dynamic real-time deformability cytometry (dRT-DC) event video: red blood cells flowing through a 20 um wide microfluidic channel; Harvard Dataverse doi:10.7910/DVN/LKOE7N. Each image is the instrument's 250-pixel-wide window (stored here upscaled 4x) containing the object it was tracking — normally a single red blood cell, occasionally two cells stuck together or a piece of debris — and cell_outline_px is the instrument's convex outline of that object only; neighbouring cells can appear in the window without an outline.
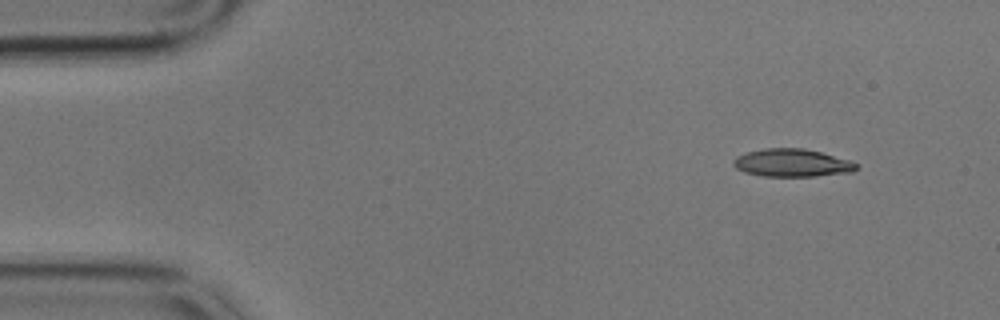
{"species": "common noctule bat (a hibernating species)", "species_latin": "Nyctalus noctula", "temperature_condition": "cold", "stored_images_in_passage": 34, "camera_frame_rate_fps": 3000, "um_per_image_px": 0.085, "animal": {"sex": "male", "body_mass_g": 17.9}, "frame": {"image": 1, "passage_image": 1, "time_ms": 0.0, "image_size_px": [1000, 320], "cell_outline_px": [[856, 168], [852, 172], [816, 176], [764, 176], [744, 172], [736, 168], [732, 164], [732, 160], [736, 156], [744, 152], [764, 148], [804, 148], [820, 152], [848, 160], [856, 164]], "centroid_in_image_um": [67.25, 13.84], "position_along_channel_um": 17.8, "area_um2": 19.88}}
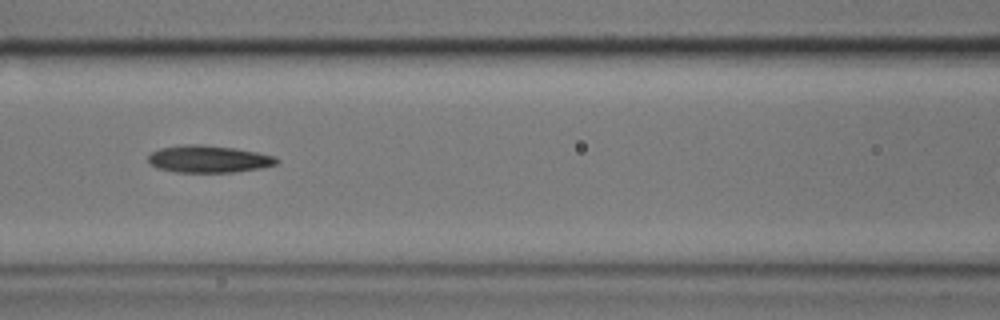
{"frame": {"image": 2, "passage_image": 20, "time_ms": 6.333, "image_size_px": [1000, 320], "cell_outline_px": [[280, 160], [276, 164], [264, 168], [232, 172], [176, 172], [156, 168], [148, 164], [148, 156], [152, 152], [160, 148], [184, 144], [204, 144], [236, 148], [276, 156]], "centroid_in_image_um": [17.73, 13.51], "position_along_channel_um": 148.9, "area_um2": 20.63}}
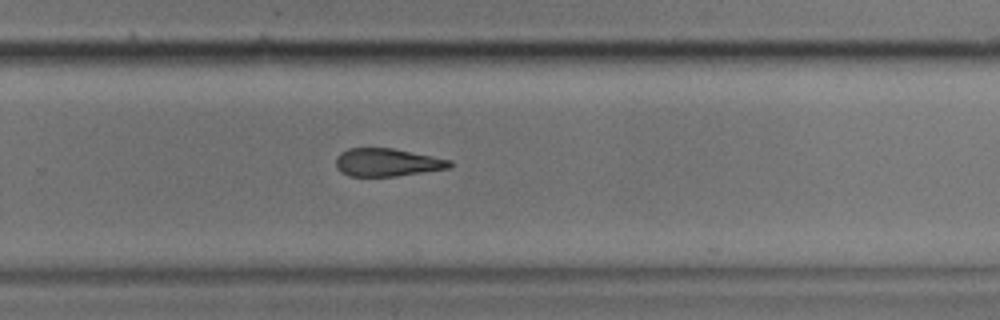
{"frame": {"image": 3, "passage_image": 33, "time_ms": 10.667, "image_size_px": [1000, 320], "cell_outline_px": [[452, 168], [396, 176], [348, 176], [340, 172], [336, 168], [336, 156], [340, 152], [348, 148], [392, 148], [452, 160]], "centroid_in_image_um": [32.89, 13.8], "position_along_channel_um": 296.9, "area_um2": 18.67}}